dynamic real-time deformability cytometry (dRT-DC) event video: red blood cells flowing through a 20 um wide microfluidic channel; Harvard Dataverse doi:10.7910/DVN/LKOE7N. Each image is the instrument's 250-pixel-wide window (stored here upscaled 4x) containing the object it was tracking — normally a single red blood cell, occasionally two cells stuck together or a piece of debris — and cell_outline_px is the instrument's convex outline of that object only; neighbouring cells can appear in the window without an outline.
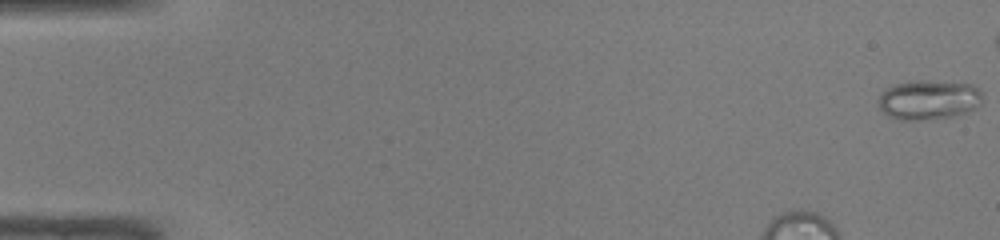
{"species": "common noctule bat (a hibernating species)", "species_latin": "Nyctalus noctula", "temperature_condition": "warm", "stored_images_in_passage": 30, "camera_frame_rate_fps": 3000, "um_per_image_px": 0.085, "animal": {"sex": "male", "body_mass_g": 19.0, "forearm_length_mm": 50.8}, "frame": {"image": 1, "passage_image": 1, "time_ms": 0.0, "image_size_px": [1000, 240], "cell_outline_px": [[980, 104], [976, 108], [952, 116], [916, 120], [900, 120], [888, 116], [880, 108], [876, 100], [888, 88], [896, 84], [920, 80], [972, 84], [980, 92]], "centroid_in_image_um": [78.9, 8.49], "position_along_channel_um": 6.1, "area_um2": 23.52}}
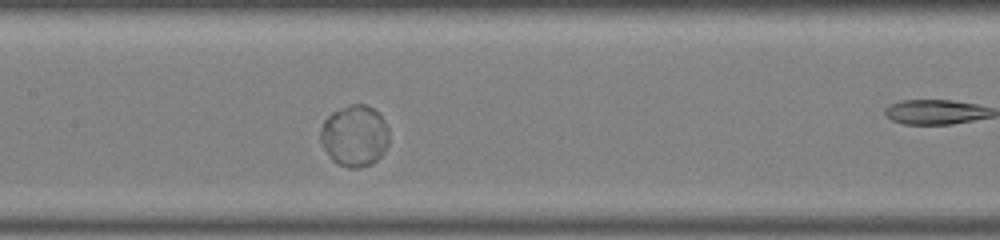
{"frame": {"image": 2, "passage_image": 21, "time_ms": 6.667, "image_size_px": [1000, 240], "cell_outline_px": [[388, 144], [384, 152], [372, 164], [360, 168], [348, 168], [336, 164], [328, 156], [320, 140], [320, 132], [324, 120], [332, 112], [340, 108], [352, 104], [364, 104], [372, 108], [384, 120], [388, 128]], "centroid_in_image_um": [30.12, 11.57], "position_along_channel_um": 177.3, "area_um2": 24.62}}
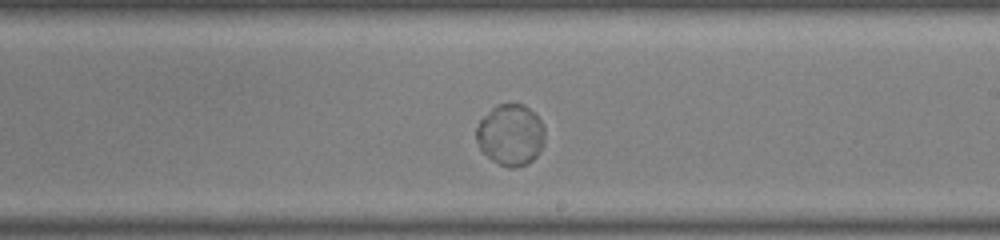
{"frame": {"image": 3, "passage_image": 26, "time_ms": 8.333, "image_size_px": [1000, 240], "cell_outline_px": [[544, 144], [540, 152], [532, 160], [516, 168], [508, 168], [492, 160], [480, 148], [476, 140], [476, 128], [480, 120], [492, 108], [500, 104], [524, 104], [540, 120], [544, 128]], "centroid_in_image_um": [43.4, 11.47], "position_along_channel_um": 245.6, "area_um2": 24.28}}